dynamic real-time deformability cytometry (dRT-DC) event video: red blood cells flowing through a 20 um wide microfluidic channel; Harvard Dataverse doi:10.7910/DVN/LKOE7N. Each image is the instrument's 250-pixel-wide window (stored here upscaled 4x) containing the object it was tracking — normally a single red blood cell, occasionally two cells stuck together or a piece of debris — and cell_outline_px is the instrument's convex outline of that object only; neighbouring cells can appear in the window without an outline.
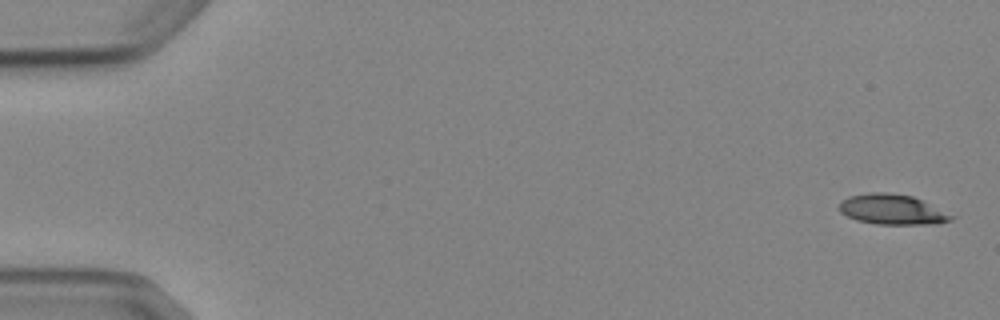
{"species": "Egyptian fruit bat (a non-hibernating species)", "species_latin": "Rousettus aegyptiacus", "temperature_condition": "cold", "stored_images_in_passage": 5, "camera_frame_rate_fps": 3000, "um_per_image_px": 0.085, "animal": {"sex": "female"}, "frame": {"image": 1, "passage_image": 1, "time_ms": 0.0, "image_size_px": [1000, 320], "cell_outline_px": [[956, 216], [952, 220], [936, 224], [876, 224], [856, 220], [840, 212], [840, 200], [848, 196], [872, 192], [884, 192], [912, 196]], "centroid_in_image_um": [75.83, 17.81], "position_along_channel_um": 9.2, "area_um2": 19.65}}
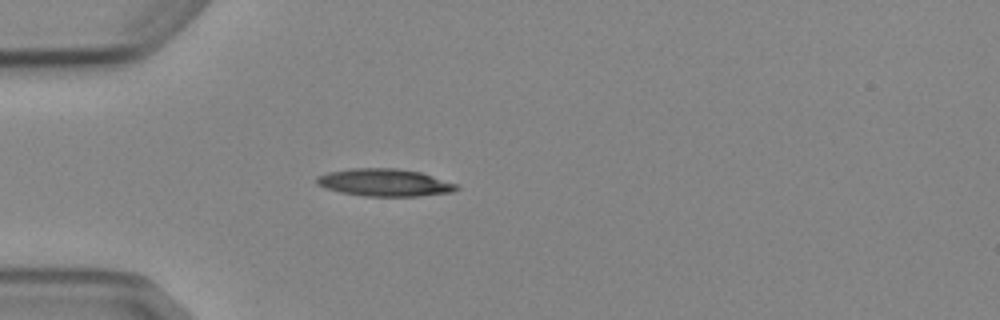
{"frame": {"image": 2, "passage_image": 5, "time_ms": 4.667, "image_size_px": [1000, 320], "cell_outline_px": [[460, 188], [452, 192], [416, 196], [364, 196], [340, 192], [324, 188], [316, 184], [316, 176], [328, 172], [352, 168], [396, 168], [420, 172], [460, 184]], "centroid_in_image_um": [32.7, 15.51], "position_along_channel_um": 52.3, "area_um2": 22.54}}